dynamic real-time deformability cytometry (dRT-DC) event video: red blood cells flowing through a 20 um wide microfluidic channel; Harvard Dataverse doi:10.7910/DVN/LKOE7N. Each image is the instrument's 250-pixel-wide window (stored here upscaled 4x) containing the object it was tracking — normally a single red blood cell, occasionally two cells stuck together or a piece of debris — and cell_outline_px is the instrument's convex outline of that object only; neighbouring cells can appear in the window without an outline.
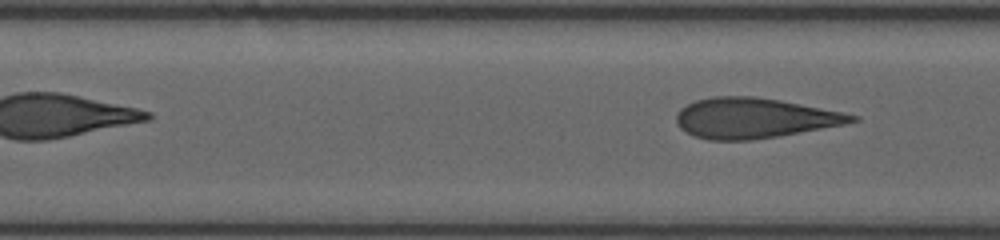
{"species": "human", "species_latin": "Homo sapiens", "temperature_condition": "room temperature", "stored_images_in_passage": 15, "segment_of_instrument_passage": [2, 2], "camera_frame_rate_fps": 3000, "um_per_image_px": 0.085, "donor": {"sex": "female"}, "frame": {"image": 1, "passage_image": 15, "time_ms": 7.0, "image_size_px": [1000, 240], "cell_outline_px": [[860, 120], [844, 124], [776, 136], [752, 140], [708, 140], [696, 136], [680, 128], [676, 124], [676, 112], [680, 108], [696, 100], [712, 96], [752, 96], [780, 100], [844, 112], [860, 116]], "centroid_in_image_um": [64.09, 10.03], "position_along_channel_um": 143.3, "area_um2": 40.98}}